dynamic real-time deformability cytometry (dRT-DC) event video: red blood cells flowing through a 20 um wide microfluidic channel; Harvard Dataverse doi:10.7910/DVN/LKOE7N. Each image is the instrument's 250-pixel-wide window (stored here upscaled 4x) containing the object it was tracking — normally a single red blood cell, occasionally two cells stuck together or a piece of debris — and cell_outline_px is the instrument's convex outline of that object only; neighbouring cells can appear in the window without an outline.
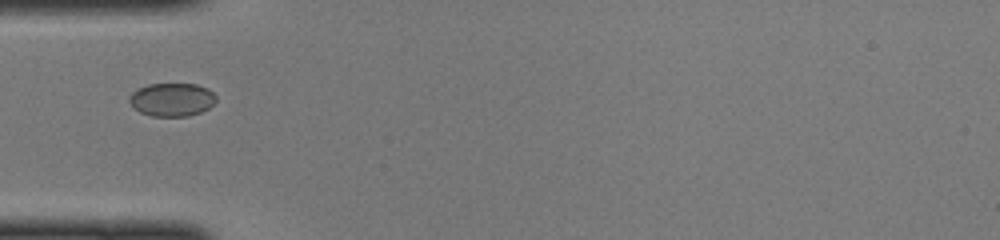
{"species": "common noctule bat (a hibernating species)", "species_latin": "Nyctalus noctula", "temperature_condition": "cold", "stored_images_in_passage": 20, "camera_frame_rate_fps": 3000, "um_per_image_px": 0.085, "animal": {"sex": "female", "body_mass_g": 22.0, "forearm_length_mm": 56.7}, "frame": {"image": 1, "passage_image": 1, "time_ms": 0.0, "image_size_px": [1000, 240], "cell_outline_px": [[216, 100], [208, 108], [200, 112], [188, 116], [152, 116], [140, 112], [128, 100], [128, 96], [136, 88], [148, 84], [196, 84], [208, 88], [216, 96]], "centroid_in_image_um": [14.6, 8.45], "position_along_channel_um": 70.4, "area_um2": 16.82}}